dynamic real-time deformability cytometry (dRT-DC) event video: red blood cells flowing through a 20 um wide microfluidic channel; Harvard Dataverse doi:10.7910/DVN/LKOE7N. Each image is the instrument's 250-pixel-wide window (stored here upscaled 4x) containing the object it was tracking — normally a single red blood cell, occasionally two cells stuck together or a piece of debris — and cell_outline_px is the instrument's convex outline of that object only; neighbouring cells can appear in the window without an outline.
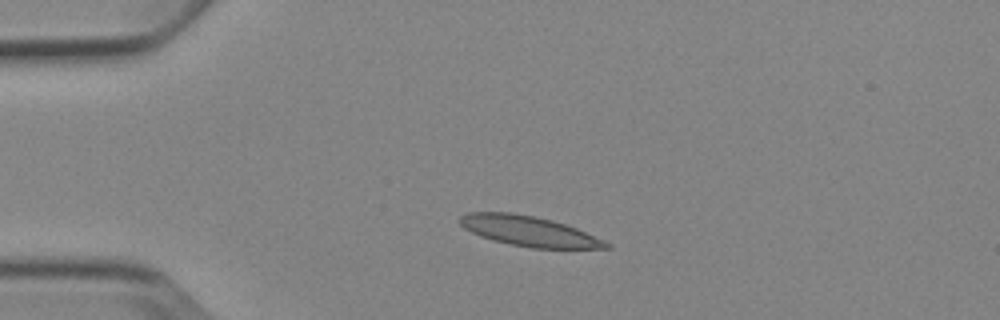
{"species": "Egyptian fruit bat (a non-hibernating species)", "species_latin": "Rousettus aegyptiacus", "temperature_condition": "cold", "stored_images_in_passage": 8, "camera_frame_rate_fps": 3000, "um_per_image_px": 0.085, "animal": {"sex": "female"}, "frame": {"image": 1, "passage_image": 3, "time_ms": 3.0, "image_size_px": [1000, 320], "cell_outline_px": [[612, 248], [532, 248], [492, 240], [480, 236], [464, 228], [456, 220], [460, 216], [468, 212], [512, 212], [536, 216], [552, 220], [576, 228], [604, 240], [612, 244]], "centroid_in_image_um": [44.93, 19.63], "position_along_channel_um": 40.1, "area_um2": 25.72}}
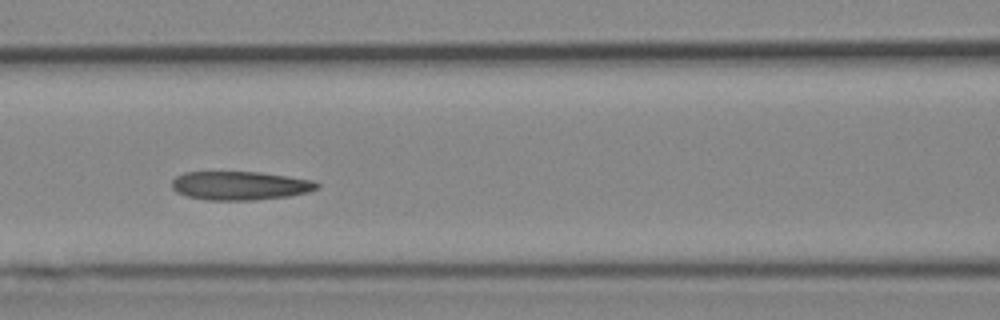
{"frame": {"image": 2, "passage_image": 6, "time_ms": 6.667, "image_size_px": [1000, 320], "cell_outline_px": [[320, 188], [308, 192], [288, 196], [256, 200], [204, 200], [188, 196], [176, 192], [172, 188], [172, 180], [176, 176], [184, 172], [260, 172], [316, 180], [320, 184]], "centroid_in_image_um": [20.44, 15.78], "position_along_channel_um": 146.2, "area_um2": 24.51}}
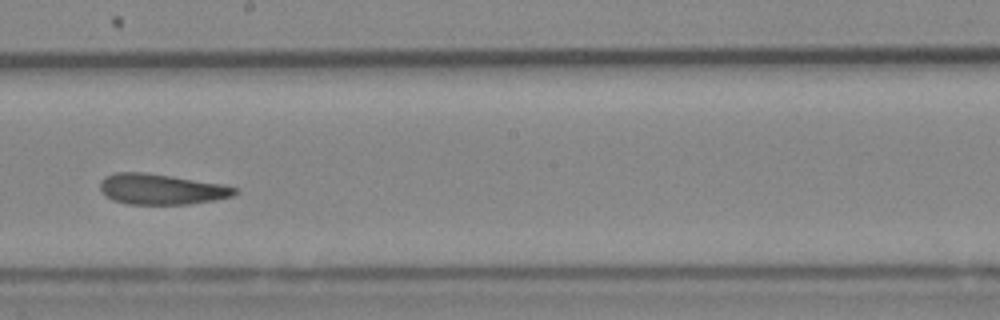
{"frame": {"image": 3, "passage_image": 8, "time_ms": 9.0, "image_size_px": [1000, 320], "cell_outline_px": [[236, 192], [232, 196], [216, 200], [188, 204], [128, 204], [112, 200], [104, 196], [100, 188], [100, 184], [104, 176], [116, 172], [144, 172], [172, 176], [220, 184], [236, 188]], "centroid_in_image_um": [13.65, 16.08], "position_along_channel_um": 234.5, "area_um2": 23.93}}